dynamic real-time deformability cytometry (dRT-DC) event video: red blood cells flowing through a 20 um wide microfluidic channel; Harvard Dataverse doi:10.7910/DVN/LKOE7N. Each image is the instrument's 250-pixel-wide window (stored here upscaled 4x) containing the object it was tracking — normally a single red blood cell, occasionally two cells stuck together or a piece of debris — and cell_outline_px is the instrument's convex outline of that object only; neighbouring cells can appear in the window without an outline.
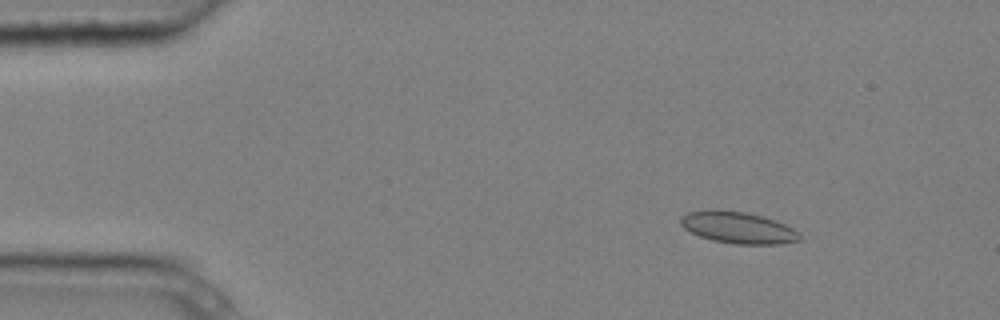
{"species": "common noctule bat (a hibernating species)", "species_latin": "Nyctalus noctula", "temperature_condition": "cold", "stored_images_in_passage": 7, "camera_frame_rate_fps": 3000, "um_per_image_px": 0.085, "animal": {"sex": "male", "body_mass_g": 20.4}, "frame": {"image": 1, "passage_image": 3, "time_ms": 0.667, "image_size_px": [1000, 320], "cell_outline_px": [[804, 240], [780, 244], [736, 244], [712, 240], [700, 236], [684, 228], [680, 224], [680, 216], [688, 212], [744, 212], [760, 216], [784, 224], [800, 232]], "centroid_in_image_um": [62.81, 19.4], "position_along_channel_um": 22.2, "area_um2": 21.27}}
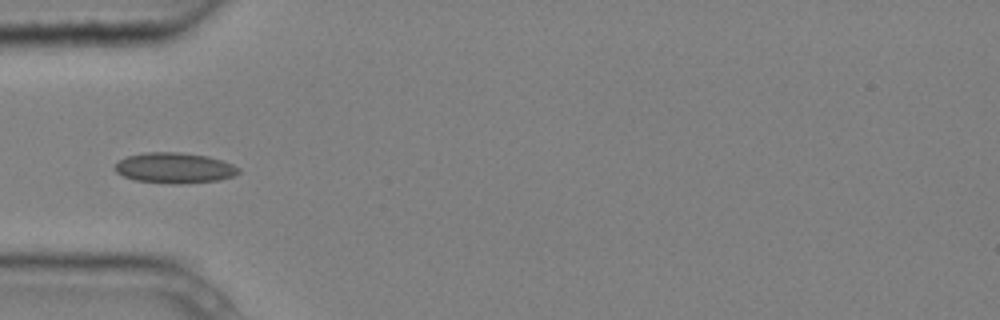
{"frame": {"image": 2, "passage_image": 6, "time_ms": 1.667, "image_size_px": [1000, 320], "cell_outline_px": [[240, 172], [232, 176], [220, 180], [180, 184], [176, 184], [136, 180], [124, 176], [116, 172], [116, 164], [120, 160], [128, 156], [144, 152], [180, 152], [208, 156], [232, 164], [240, 168]], "centroid_in_image_um": [14.86, 14.27], "position_along_channel_um": 70.1, "area_um2": 21.85}}
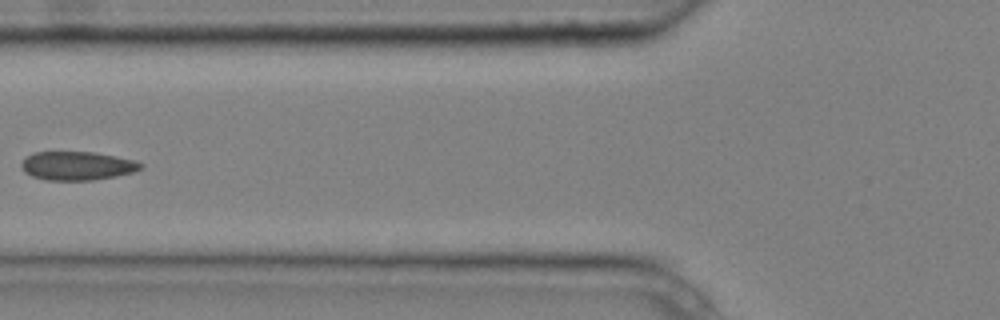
{"frame": {"image": 3, "passage_image": 7, "time_ms": 2.0, "image_size_px": [1000, 320], "cell_outline_px": [[144, 168], [132, 172], [116, 176], [92, 180], [44, 180], [32, 176], [24, 172], [20, 168], [20, 164], [32, 152], [92, 152], [116, 156], [132, 160], [144, 164]], "centroid_in_image_um": [6.54, 14.1], "position_along_channel_um": 119.3, "area_um2": 19.94}}